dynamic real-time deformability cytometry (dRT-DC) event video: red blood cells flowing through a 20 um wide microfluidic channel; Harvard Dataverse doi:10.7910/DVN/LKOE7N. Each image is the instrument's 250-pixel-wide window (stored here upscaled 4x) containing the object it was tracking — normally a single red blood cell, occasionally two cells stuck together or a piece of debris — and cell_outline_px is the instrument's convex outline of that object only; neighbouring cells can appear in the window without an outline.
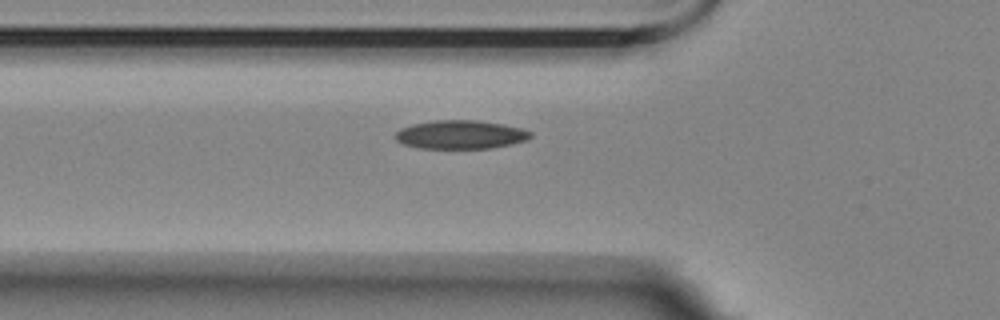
{"species": "Egyptian fruit bat (a non-hibernating species)", "species_latin": "Rousettus aegyptiacus", "temperature_condition": "room temperature", "stored_images_in_passage": 34, "camera_frame_rate_fps": 3000, "um_per_image_px": 0.085, "animal": {"sex": "female"}, "frame": {"image": 1, "passage_image": 2, "time_ms": 0.333, "image_size_px": [1000, 320], "cell_outline_px": [[532, 136], [528, 140], [492, 148], [420, 148], [404, 144], [396, 140], [396, 132], [400, 128], [412, 124], [436, 120], [476, 120], [504, 124], [520, 128], [532, 132]], "centroid_in_image_um": [39.16, 11.44], "position_along_channel_um": 86.6, "area_um2": 22.48}}
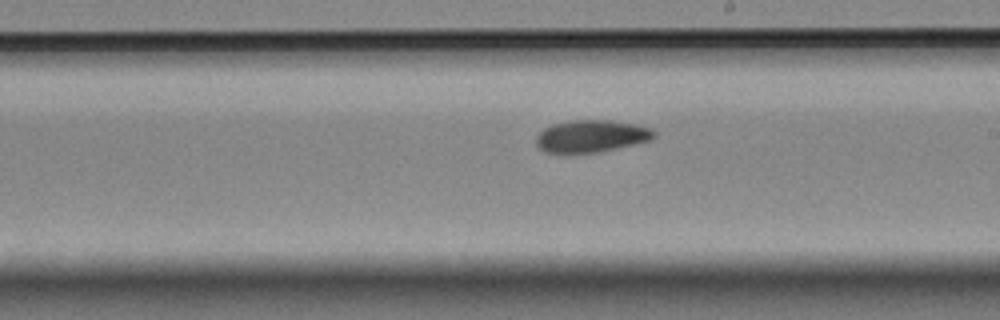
{"frame": {"image": 2, "passage_image": 15, "time_ms": 4.667, "image_size_px": [1000, 320], "cell_outline_px": [[656, 136], [652, 140], [636, 144], [596, 152], [544, 152], [536, 144], [536, 136], [544, 128], [552, 124], [572, 120], [608, 120], [636, 124], [652, 128], [656, 132]], "centroid_in_image_um": [50.3, 11.56], "position_along_channel_um": 238.7, "area_um2": 22.08}}
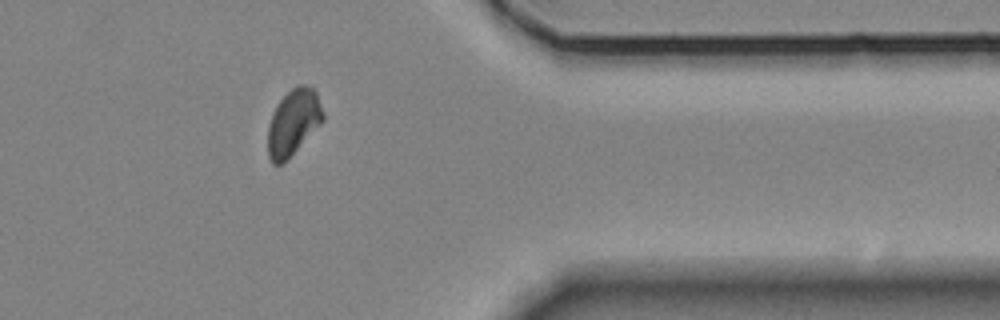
{"frame": {"image": 3, "passage_image": 29, "time_ms": 9.333, "image_size_px": [1000, 320], "cell_outline_px": [[324, 120], [288, 160], [284, 164], [272, 164], [268, 156], [268, 124], [272, 112], [276, 104], [296, 84], [308, 84], [316, 92], [324, 112]], "centroid_in_image_um": [24.93, 10.41], "position_along_channel_um": 386.5, "area_um2": 21.56}}